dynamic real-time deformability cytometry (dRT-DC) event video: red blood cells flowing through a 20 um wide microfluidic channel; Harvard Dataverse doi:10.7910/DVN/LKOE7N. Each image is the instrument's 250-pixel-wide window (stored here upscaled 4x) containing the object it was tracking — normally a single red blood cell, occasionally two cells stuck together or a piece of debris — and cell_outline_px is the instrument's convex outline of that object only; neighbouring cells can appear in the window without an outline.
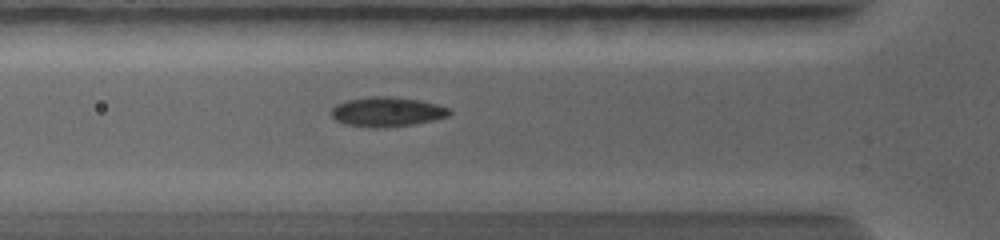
{"species": "common noctule bat (a hibernating species)", "species_latin": "Nyctalus noctula", "temperature_condition": "warm", "stored_images_in_passage": 5, "camera_frame_rate_fps": 5000, "um_per_image_px": 0.085, "animal": {"sex": "female", "body_mass_g": 19.0, "forearm_length_mm": 56.7}, "frame": {"image": 1, "passage_image": 5, "time_ms": 2.8, "image_size_px": [1000, 240], "cell_outline_px": [[452, 112], [448, 116], [432, 120], [412, 124], [384, 128], [372, 128], [344, 124], [336, 120], [332, 116], [332, 108], [336, 104], [348, 100], [372, 96], [388, 96], [416, 100], [436, 104], [448, 108]], "centroid_in_image_um": [32.86, 9.51], "position_along_channel_um": 92.9, "area_um2": 20.17}}